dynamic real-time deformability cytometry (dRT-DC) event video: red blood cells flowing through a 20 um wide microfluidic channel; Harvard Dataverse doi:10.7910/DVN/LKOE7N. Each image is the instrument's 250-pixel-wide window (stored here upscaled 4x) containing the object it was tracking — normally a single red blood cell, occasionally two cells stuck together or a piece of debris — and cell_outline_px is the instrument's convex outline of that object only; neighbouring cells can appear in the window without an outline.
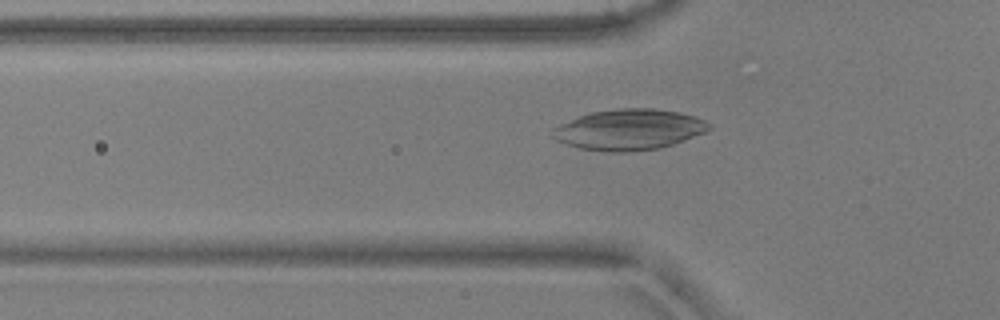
{"species": "common noctule bat (a hibernating species)", "species_latin": "Nyctalus noctula", "temperature_condition": "warm", "stored_images_in_passage": 2, "camera_frame_rate_fps": 3000, "um_per_image_px": 0.085, "animal": {"sex": "male", "body_mass_g": 17.9, "forearm_length_mm": 54.2}, "frame": {"image": 1, "passage_image": 2, "time_ms": 0.333, "image_size_px": [1000, 320], "cell_outline_px": [[712, 128], [704, 132], [672, 144], [660, 148], [628, 152], [612, 152], [580, 148], [556, 140], [552, 136], [552, 128], [560, 124], [580, 116], [592, 112], [616, 108], [652, 108], [680, 112], [696, 116], [712, 124]], "centroid_in_image_um": [53.49, 11.01], "position_along_channel_um": 72.3, "area_um2": 36.99}}